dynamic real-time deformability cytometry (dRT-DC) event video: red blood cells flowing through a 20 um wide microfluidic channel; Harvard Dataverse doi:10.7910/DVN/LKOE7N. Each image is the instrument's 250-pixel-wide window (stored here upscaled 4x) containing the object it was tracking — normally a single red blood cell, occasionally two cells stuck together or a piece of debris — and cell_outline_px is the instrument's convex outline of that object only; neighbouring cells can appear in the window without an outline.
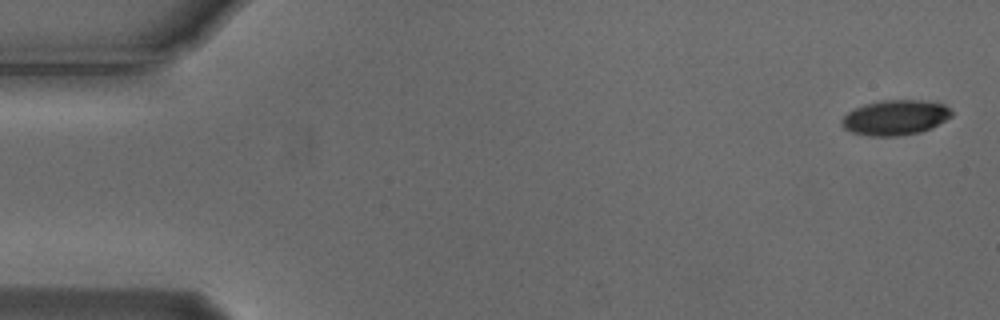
{"species": "Egyptian fruit bat (a non-hibernating species)", "species_latin": "Rousettus aegyptiacus", "temperature_condition": "cold", "stored_images_in_passage": 54, "camera_frame_rate_fps": 3000, "um_per_image_px": 0.085, "animal": {"sex": "male"}, "frame": {"image": 1, "passage_image": 1, "time_ms": 0.0, "image_size_px": [1000, 320], "cell_outline_px": [[952, 116], [932, 128], [920, 132], [896, 136], [872, 136], [852, 132], [844, 128], [840, 124], [840, 120], [848, 112], [864, 104], [880, 100], [920, 100], [944, 104], [952, 112]], "centroid_in_image_um": [76.09, 9.99], "position_along_channel_um": 8.9, "area_um2": 22.43}}
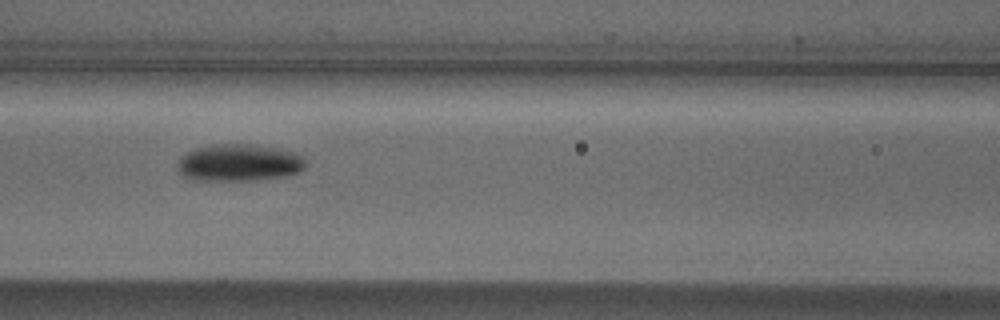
{"frame": {"image": 2, "passage_image": 23, "time_ms": 7.333, "image_size_px": [1000, 320], "cell_outline_px": [[304, 168], [296, 172], [284, 176], [252, 180], [192, 180], [184, 176], [180, 172], [176, 164], [192, 148], [212, 144], [248, 144], [280, 148], [296, 152], [304, 156]], "centroid_in_image_um": [20.31, 13.81], "position_along_channel_um": 146.3, "area_um2": 27.69}}
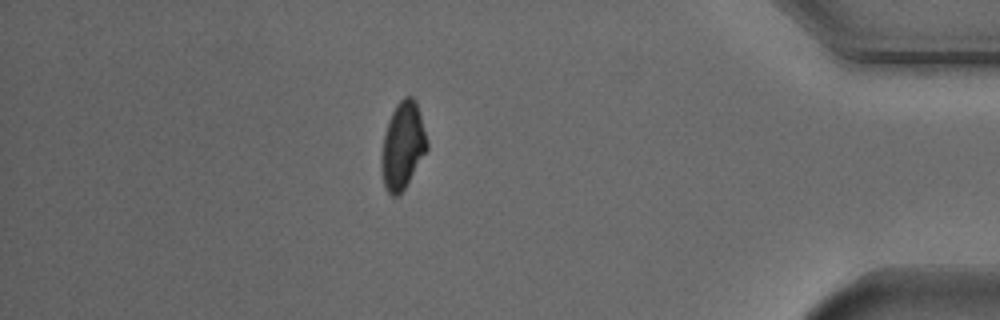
{"frame": {"image": 3, "passage_image": 47, "time_ms": 15.333, "image_size_px": [1000, 320], "cell_outline_px": [[428, 148], [404, 188], [396, 196], [392, 196], [388, 192], [384, 184], [380, 168], [380, 160], [384, 136], [388, 120], [396, 104], [404, 96], [412, 96], [416, 100], [428, 144]], "centroid_in_image_um": [34.21, 12.35], "position_along_channel_um": 401.0, "area_um2": 22.83}, "authors_computed_cell_mechanics": {"area_um2": 23.8136, "velocity_mm_per_s": 3.7291, "shape_relaxation_time_tau1_ms": 1.8775, "shape_relaxation_time_tau2_ms": null, "deformation_change_tau1": 0.0956, "deformation_change_tau2": null}}